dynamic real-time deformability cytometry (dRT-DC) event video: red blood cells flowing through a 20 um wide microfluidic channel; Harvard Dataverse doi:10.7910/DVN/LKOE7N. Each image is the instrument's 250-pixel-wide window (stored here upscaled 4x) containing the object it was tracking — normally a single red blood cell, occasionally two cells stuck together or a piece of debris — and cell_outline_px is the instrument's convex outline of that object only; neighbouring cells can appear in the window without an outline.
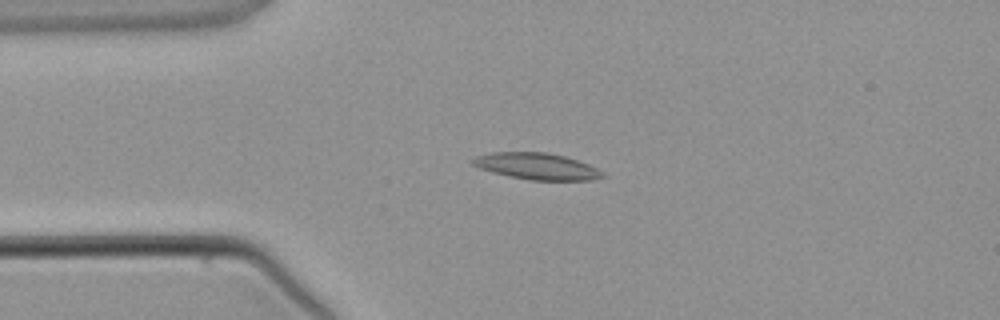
{"species": "common noctule bat (a hibernating species)", "species_latin": "Nyctalus noctula", "temperature_condition": "warm", "stored_images_in_passage": 4, "camera_frame_rate_fps": 3000, "um_per_image_px": 0.085, "animal": {"sex": "male", "body_mass_g": 21.5, "forearm_length_mm": 52.0}, "frame": {"image": 1, "passage_image": 3, "time_ms": 2.667, "image_size_px": [1000, 320], "cell_outline_px": [[604, 176], [592, 180], [532, 180], [508, 176], [492, 172], [480, 168], [472, 164], [468, 160], [476, 156], [492, 152], [548, 152], [564, 156], [588, 164], [604, 172]], "centroid_in_image_um": [45.59, 14.13], "position_along_channel_um": 39.4, "area_um2": 20.06}}